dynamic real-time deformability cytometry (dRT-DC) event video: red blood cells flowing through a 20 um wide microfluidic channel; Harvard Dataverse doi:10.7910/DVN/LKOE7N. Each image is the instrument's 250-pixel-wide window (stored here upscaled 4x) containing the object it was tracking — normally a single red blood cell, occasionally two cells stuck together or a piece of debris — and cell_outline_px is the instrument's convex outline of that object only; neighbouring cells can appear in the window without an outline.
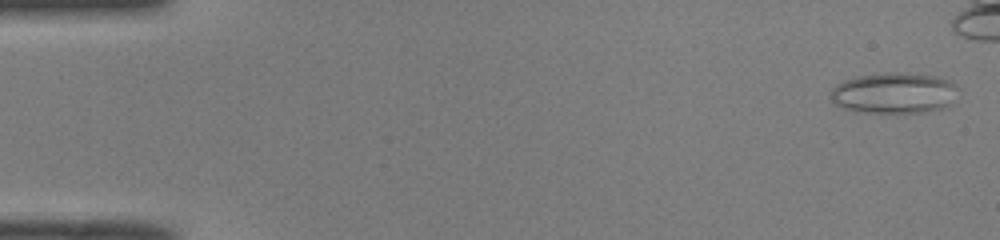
{"species": "common noctule bat (a hibernating species)", "species_latin": "Nyctalus noctula", "temperature_condition": "room temperature", "stored_images_in_passage": 13, "camera_frame_rate_fps": 3000, "um_per_image_px": 0.085, "animal": {"sex": "male", "body_mass_g": 19.0, "forearm_length_mm": 50.8}, "frame": {"image": 1, "passage_image": 1, "time_ms": 0.0, "image_size_px": [1000, 240], "cell_outline_px": [[956, 88], [948, 108], [924, 112], [864, 112], [840, 108], [828, 96], [832, 88], [836, 84], [844, 80], [856, 76], [884, 72], [904, 72], [940, 76], [952, 80], [956, 84]], "centroid_in_image_um": [75.98, 7.89], "position_along_channel_um": 9.0, "area_um2": 30.81}}